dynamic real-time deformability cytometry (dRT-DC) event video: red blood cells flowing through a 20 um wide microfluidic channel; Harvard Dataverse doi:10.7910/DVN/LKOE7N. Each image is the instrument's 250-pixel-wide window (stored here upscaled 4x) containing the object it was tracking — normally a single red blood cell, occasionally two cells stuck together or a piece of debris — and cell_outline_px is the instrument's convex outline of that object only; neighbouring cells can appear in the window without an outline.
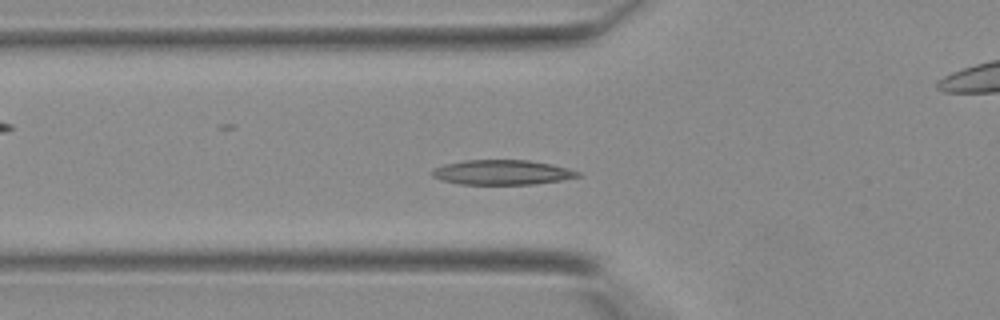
{"species": "Egyptian fruit bat (a non-hibernating species)", "species_latin": "Rousettus aegyptiacus", "temperature_condition": "warm", "stored_images_in_passage": 38, "camera_frame_rate_fps": 3000, "um_per_image_px": 0.085, "animal": {"sex": "female"}, "frame": {"image": 1, "passage_image": 11, "time_ms": 3.333, "image_size_px": [1000, 320], "cell_outline_px": [[580, 176], [560, 180], [532, 184], [460, 184], [444, 180], [432, 176], [432, 172], [436, 168], [444, 164], [464, 160], [528, 160], [552, 164], [568, 168], [580, 172]], "centroid_in_image_um": [42.7, 14.64], "position_along_channel_um": 83.1, "area_um2": 20.81}}
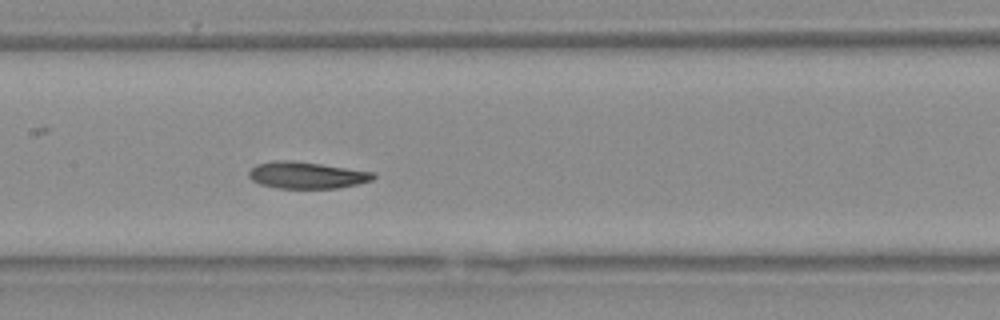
{"frame": {"image": 2, "passage_image": 17, "time_ms": 5.333, "image_size_px": [1000, 320], "cell_outline_px": [[376, 176], [372, 180], [356, 184], [336, 188], [276, 188], [260, 184], [252, 180], [248, 176], [248, 172], [256, 164], [276, 160], [292, 160], [376, 172]], "centroid_in_image_um": [26.06, 14.88], "position_along_channel_um": 181.3, "area_um2": 19.36}}
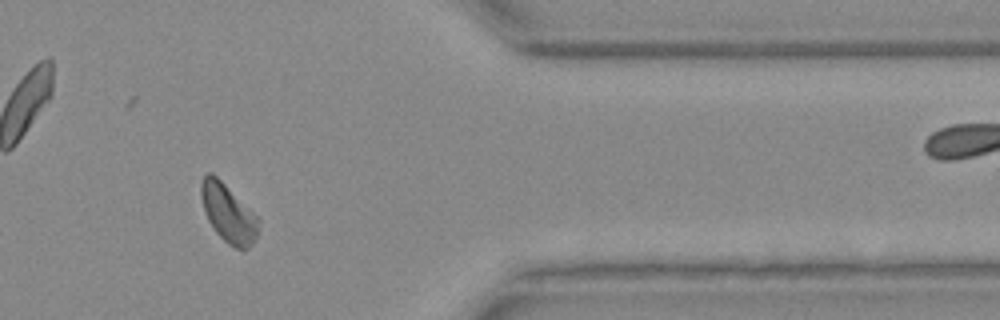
{"frame": {"image": 3, "passage_image": 31, "time_ms": 10.0, "image_size_px": [1000, 320], "cell_outline_px": [[260, 220], [256, 236], [252, 244], [248, 248], [236, 248], [228, 244], [216, 232], [208, 220], [204, 208], [200, 192], [200, 184], [204, 176], [208, 172], [212, 172]], "centroid_in_image_um": [19.38, 18.13], "position_along_channel_um": 392.0, "area_um2": 18.84}}